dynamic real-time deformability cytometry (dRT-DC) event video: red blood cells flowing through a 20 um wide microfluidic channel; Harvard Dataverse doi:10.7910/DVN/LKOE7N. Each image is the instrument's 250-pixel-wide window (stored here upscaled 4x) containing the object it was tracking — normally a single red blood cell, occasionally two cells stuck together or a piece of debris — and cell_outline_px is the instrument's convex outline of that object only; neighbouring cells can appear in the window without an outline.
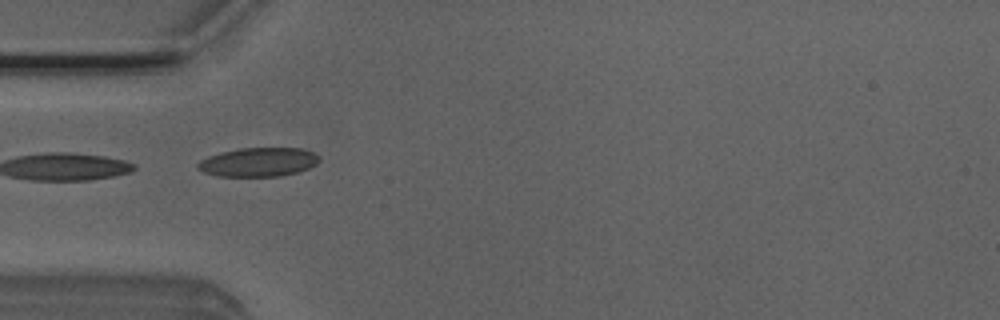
{"species": "Egyptian fruit bat (a non-hibernating species)", "species_latin": "Rousettus aegyptiacus", "temperature_condition": "room temperature", "stored_images_in_passage": 4, "camera_frame_rate_fps": 3000, "um_per_image_px": 0.085, "animal": {"sex": "male"}, "frame": {"image": 1, "passage_image": 1, "time_ms": 0.0, "image_size_px": [1000, 320], "cell_outline_px": [[320, 160], [316, 164], [308, 168], [296, 172], [280, 176], [216, 176], [204, 172], [196, 168], [196, 164], [200, 160], [208, 156], [240, 148], [304, 148], [320, 156]], "centroid_in_image_um": [21.96, 13.77], "position_along_channel_um": 63.0, "area_um2": 20.46}}
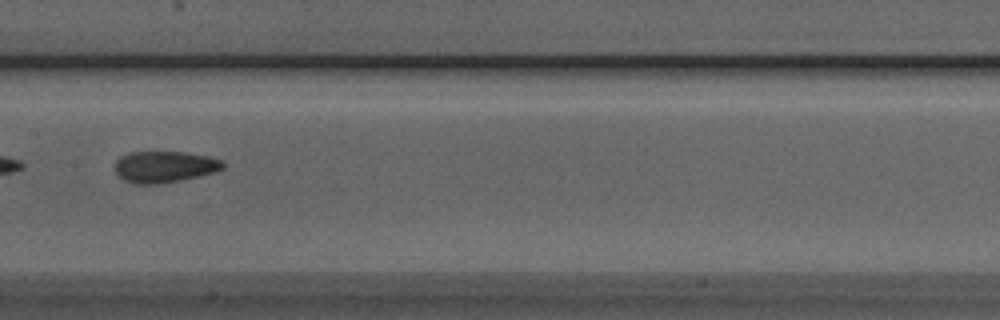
{"frame": {"image": 2, "passage_image": 4, "time_ms": 1.0, "image_size_px": [1000, 320], "cell_outline_px": [[224, 168], [216, 172], [180, 180], [156, 184], [136, 184], [124, 180], [116, 172], [116, 160], [120, 156], [132, 152], [184, 152], [208, 156], [224, 160]], "centroid_in_image_um": [14.01, 14.17], "position_along_channel_um": 193.4, "area_um2": 19.71}}